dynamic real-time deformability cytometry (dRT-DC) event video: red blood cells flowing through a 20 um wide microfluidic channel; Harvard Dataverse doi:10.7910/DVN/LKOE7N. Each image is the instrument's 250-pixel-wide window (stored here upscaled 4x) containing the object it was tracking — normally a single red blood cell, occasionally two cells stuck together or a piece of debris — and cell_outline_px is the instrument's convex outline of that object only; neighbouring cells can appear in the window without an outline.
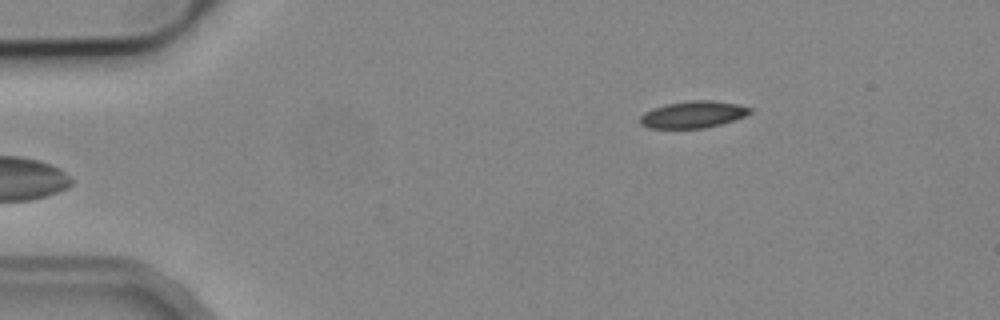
{"species": "common noctule bat (a hibernating species)", "species_latin": "Nyctalus noctula", "temperature_condition": "cold", "stored_images_in_passage": 4, "camera_frame_rate_fps": 3000, "um_per_image_px": 0.085, "animal": {"sex": "male", "body_mass_g": 19.2, "forearm_length_mm": 51.8}, "frame": {"image": 1, "passage_image": 4, "time_ms": 3.667, "image_size_px": [1000, 320], "cell_outline_px": [[752, 112], [744, 116], [720, 124], [704, 128], [648, 128], [640, 124], [640, 116], [644, 112], [668, 104], [692, 100], [712, 100], [736, 104], [752, 108]], "centroid_in_image_um": [58.9, 9.74], "position_along_channel_um": 26.1, "area_um2": 16.94}}